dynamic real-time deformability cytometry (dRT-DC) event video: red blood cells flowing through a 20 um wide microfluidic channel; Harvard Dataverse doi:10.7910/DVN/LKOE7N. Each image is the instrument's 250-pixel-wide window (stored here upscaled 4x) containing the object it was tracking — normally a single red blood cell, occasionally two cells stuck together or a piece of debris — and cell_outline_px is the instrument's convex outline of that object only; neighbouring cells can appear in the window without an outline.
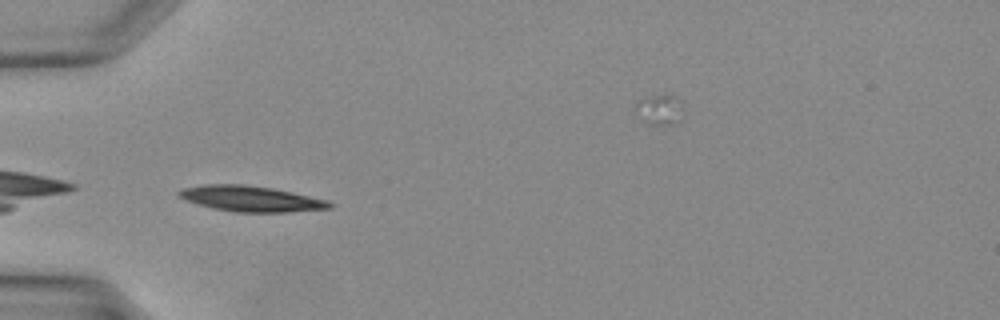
{"species": "Egyptian fruit bat (a non-hibernating species)", "species_latin": "Rousettus aegyptiacus", "temperature_condition": "warm", "stored_images_in_passage": 23, "camera_frame_rate_fps": 3000, "um_per_image_px": 0.085, "animal": {"sex": "female"}, "frame": {"image": 1, "passage_image": 1, "time_ms": 0.0, "image_size_px": [1000, 320], "cell_outline_px": [[332, 208], [288, 212], [236, 212], [216, 208], [200, 204], [188, 200], [180, 196], [176, 192], [180, 188], [204, 184], [244, 184], [272, 188], [292, 192], [324, 200], [332, 204]], "centroid_in_image_um": [21.3, 16.88], "position_along_channel_um": 63.7, "area_um2": 22.14}}
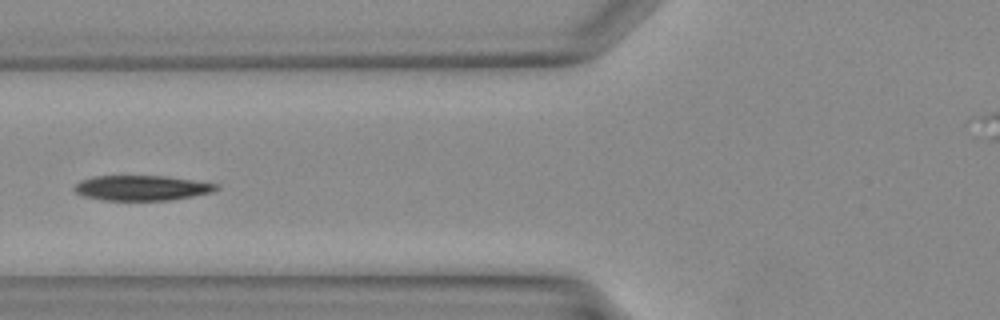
{"frame": {"image": 2, "passage_image": 4, "time_ms": 1.0, "image_size_px": [1000, 320], "cell_outline_px": [[220, 188], [212, 192], [192, 196], [168, 200], [104, 200], [88, 196], [76, 192], [76, 184], [92, 176], [164, 176], [192, 180], [216, 184]], "centroid_in_image_um": [12.09, 15.97], "position_along_channel_um": 113.7, "area_um2": 20.23}}